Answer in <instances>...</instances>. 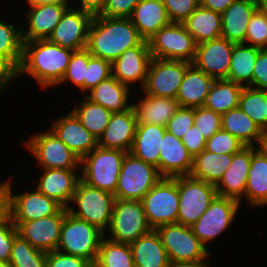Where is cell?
Here are the masks:
<instances>
[{"label":"cell","mask_w":267,"mask_h":267,"mask_svg":"<svg viewBox=\"0 0 267 267\" xmlns=\"http://www.w3.org/2000/svg\"><path fill=\"white\" fill-rule=\"evenodd\" d=\"M151 58L148 41L144 40L140 45L125 50L111 64L112 76L129 87L140 83L143 88Z\"/></svg>","instance_id":"obj_19"},{"label":"cell","mask_w":267,"mask_h":267,"mask_svg":"<svg viewBox=\"0 0 267 267\" xmlns=\"http://www.w3.org/2000/svg\"><path fill=\"white\" fill-rule=\"evenodd\" d=\"M190 62L151 58L142 92L152 96L176 99Z\"/></svg>","instance_id":"obj_14"},{"label":"cell","mask_w":267,"mask_h":267,"mask_svg":"<svg viewBox=\"0 0 267 267\" xmlns=\"http://www.w3.org/2000/svg\"><path fill=\"white\" fill-rule=\"evenodd\" d=\"M208 261H169L166 267H208Z\"/></svg>","instance_id":"obj_60"},{"label":"cell","mask_w":267,"mask_h":267,"mask_svg":"<svg viewBox=\"0 0 267 267\" xmlns=\"http://www.w3.org/2000/svg\"><path fill=\"white\" fill-rule=\"evenodd\" d=\"M260 48L244 43L234 44L230 71L226 80L243 87H253V70Z\"/></svg>","instance_id":"obj_37"},{"label":"cell","mask_w":267,"mask_h":267,"mask_svg":"<svg viewBox=\"0 0 267 267\" xmlns=\"http://www.w3.org/2000/svg\"><path fill=\"white\" fill-rule=\"evenodd\" d=\"M152 229L177 223L179 209L178 176L162 177L142 199Z\"/></svg>","instance_id":"obj_7"},{"label":"cell","mask_w":267,"mask_h":267,"mask_svg":"<svg viewBox=\"0 0 267 267\" xmlns=\"http://www.w3.org/2000/svg\"><path fill=\"white\" fill-rule=\"evenodd\" d=\"M88 60L89 52L86 48L73 51L67 71L59 85L71 82V84L73 83L84 96V79L86 78Z\"/></svg>","instance_id":"obj_44"},{"label":"cell","mask_w":267,"mask_h":267,"mask_svg":"<svg viewBox=\"0 0 267 267\" xmlns=\"http://www.w3.org/2000/svg\"><path fill=\"white\" fill-rule=\"evenodd\" d=\"M181 141L192 157L205 150L206 138L201 134L195 124L183 135Z\"/></svg>","instance_id":"obj_54"},{"label":"cell","mask_w":267,"mask_h":267,"mask_svg":"<svg viewBox=\"0 0 267 267\" xmlns=\"http://www.w3.org/2000/svg\"><path fill=\"white\" fill-rule=\"evenodd\" d=\"M182 24L197 44L221 37V14L201 5Z\"/></svg>","instance_id":"obj_35"},{"label":"cell","mask_w":267,"mask_h":267,"mask_svg":"<svg viewBox=\"0 0 267 267\" xmlns=\"http://www.w3.org/2000/svg\"><path fill=\"white\" fill-rule=\"evenodd\" d=\"M244 44L267 48V19L261 9H257L249 21Z\"/></svg>","instance_id":"obj_45"},{"label":"cell","mask_w":267,"mask_h":267,"mask_svg":"<svg viewBox=\"0 0 267 267\" xmlns=\"http://www.w3.org/2000/svg\"><path fill=\"white\" fill-rule=\"evenodd\" d=\"M194 124L206 138H210L214 133L221 130V115L205 106L194 108Z\"/></svg>","instance_id":"obj_49"},{"label":"cell","mask_w":267,"mask_h":267,"mask_svg":"<svg viewBox=\"0 0 267 267\" xmlns=\"http://www.w3.org/2000/svg\"><path fill=\"white\" fill-rule=\"evenodd\" d=\"M47 253L33 247L18 235L13 242L9 263L12 267H47Z\"/></svg>","instance_id":"obj_43"},{"label":"cell","mask_w":267,"mask_h":267,"mask_svg":"<svg viewBox=\"0 0 267 267\" xmlns=\"http://www.w3.org/2000/svg\"><path fill=\"white\" fill-rule=\"evenodd\" d=\"M151 230L142 200L115 199L111 224L106 231L110 235L105 234L108 239L131 244Z\"/></svg>","instance_id":"obj_8"},{"label":"cell","mask_w":267,"mask_h":267,"mask_svg":"<svg viewBox=\"0 0 267 267\" xmlns=\"http://www.w3.org/2000/svg\"><path fill=\"white\" fill-rule=\"evenodd\" d=\"M232 159L233 154H218L203 150L193 157L189 176L216 186L230 166Z\"/></svg>","instance_id":"obj_34"},{"label":"cell","mask_w":267,"mask_h":267,"mask_svg":"<svg viewBox=\"0 0 267 267\" xmlns=\"http://www.w3.org/2000/svg\"><path fill=\"white\" fill-rule=\"evenodd\" d=\"M135 267H166L169 257L155 229L130 244Z\"/></svg>","instance_id":"obj_32"},{"label":"cell","mask_w":267,"mask_h":267,"mask_svg":"<svg viewBox=\"0 0 267 267\" xmlns=\"http://www.w3.org/2000/svg\"><path fill=\"white\" fill-rule=\"evenodd\" d=\"M110 76H112L111 63L89 53L86 78L84 79V95Z\"/></svg>","instance_id":"obj_47"},{"label":"cell","mask_w":267,"mask_h":267,"mask_svg":"<svg viewBox=\"0 0 267 267\" xmlns=\"http://www.w3.org/2000/svg\"><path fill=\"white\" fill-rule=\"evenodd\" d=\"M258 144L257 149L267 158V131L263 132Z\"/></svg>","instance_id":"obj_62"},{"label":"cell","mask_w":267,"mask_h":267,"mask_svg":"<svg viewBox=\"0 0 267 267\" xmlns=\"http://www.w3.org/2000/svg\"><path fill=\"white\" fill-rule=\"evenodd\" d=\"M170 22L183 23L199 6L200 0H163Z\"/></svg>","instance_id":"obj_51"},{"label":"cell","mask_w":267,"mask_h":267,"mask_svg":"<svg viewBox=\"0 0 267 267\" xmlns=\"http://www.w3.org/2000/svg\"><path fill=\"white\" fill-rule=\"evenodd\" d=\"M92 19L89 13L69 7L47 40L73 51L85 49Z\"/></svg>","instance_id":"obj_18"},{"label":"cell","mask_w":267,"mask_h":267,"mask_svg":"<svg viewBox=\"0 0 267 267\" xmlns=\"http://www.w3.org/2000/svg\"><path fill=\"white\" fill-rule=\"evenodd\" d=\"M18 235L12 216L7 211L0 216V262H9L13 242Z\"/></svg>","instance_id":"obj_48"},{"label":"cell","mask_w":267,"mask_h":267,"mask_svg":"<svg viewBox=\"0 0 267 267\" xmlns=\"http://www.w3.org/2000/svg\"><path fill=\"white\" fill-rule=\"evenodd\" d=\"M239 107L263 132L267 131V90L243 87L239 96Z\"/></svg>","instance_id":"obj_40"},{"label":"cell","mask_w":267,"mask_h":267,"mask_svg":"<svg viewBox=\"0 0 267 267\" xmlns=\"http://www.w3.org/2000/svg\"><path fill=\"white\" fill-rule=\"evenodd\" d=\"M29 6L41 5V4H59V5H71L72 0H26Z\"/></svg>","instance_id":"obj_61"},{"label":"cell","mask_w":267,"mask_h":267,"mask_svg":"<svg viewBox=\"0 0 267 267\" xmlns=\"http://www.w3.org/2000/svg\"><path fill=\"white\" fill-rule=\"evenodd\" d=\"M141 0H106L105 6L99 16L129 18L135 6Z\"/></svg>","instance_id":"obj_52"},{"label":"cell","mask_w":267,"mask_h":267,"mask_svg":"<svg viewBox=\"0 0 267 267\" xmlns=\"http://www.w3.org/2000/svg\"><path fill=\"white\" fill-rule=\"evenodd\" d=\"M144 39L130 18L93 16L86 49L95 57L111 64L127 49L140 45Z\"/></svg>","instance_id":"obj_2"},{"label":"cell","mask_w":267,"mask_h":267,"mask_svg":"<svg viewBox=\"0 0 267 267\" xmlns=\"http://www.w3.org/2000/svg\"><path fill=\"white\" fill-rule=\"evenodd\" d=\"M129 18L145 41L170 23L163 0H141Z\"/></svg>","instance_id":"obj_27"},{"label":"cell","mask_w":267,"mask_h":267,"mask_svg":"<svg viewBox=\"0 0 267 267\" xmlns=\"http://www.w3.org/2000/svg\"><path fill=\"white\" fill-rule=\"evenodd\" d=\"M76 170L78 171V169H42L43 173L37 181L36 188L63 208H67L81 180Z\"/></svg>","instance_id":"obj_23"},{"label":"cell","mask_w":267,"mask_h":267,"mask_svg":"<svg viewBox=\"0 0 267 267\" xmlns=\"http://www.w3.org/2000/svg\"><path fill=\"white\" fill-rule=\"evenodd\" d=\"M244 199L255 209L267 206V158L253 146Z\"/></svg>","instance_id":"obj_33"},{"label":"cell","mask_w":267,"mask_h":267,"mask_svg":"<svg viewBox=\"0 0 267 267\" xmlns=\"http://www.w3.org/2000/svg\"><path fill=\"white\" fill-rule=\"evenodd\" d=\"M192 164L193 157L181 139L166 130L159 154V174L169 178L189 175Z\"/></svg>","instance_id":"obj_25"},{"label":"cell","mask_w":267,"mask_h":267,"mask_svg":"<svg viewBox=\"0 0 267 267\" xmlns=\"http://www.w3.org/2000/svg\"><path fill=\"white\" fill-rule=\"evenodd\" d=\"M170 261H209L211 252L196 237L190 226L164 224L155 229Z\"/></svg>","instance_id":"obj_11"},{"label":"cell","mask_w":267,"mask_h":267,"mask_svg":"<svg viewBox=\"0 0 267 267\" xmlns=\"http://www.w3.org/2000/svg\"><path fill=\"white\" fill-rule=\"evenodd\" d=\"M90 267H98L96 264H91Z\"/></svg>","instance_id":"obj_66"},{"label":"cell","mask_w":267,"mask_h":267,"mask_svg":"<svg viewBox=\"0 0 267 267\" xmlns=\"http://www.w3.org/2000/svg\"><path fill=\"white\" fill-rule=\"evenodd\" d=\"M236 0H200V5L222 14Z\"/></svg>","instance_id":"obj_58"},{"label":"cell","mask_w":267,"mask_h":267,"mask_svg":"<svg viewBox=\"0 0 267 267\" xmlns=\"http://www.w3.org/2000/svg\"><path fill=\"white\" fill-rule=\"evenodd\" d=\"M67 208H61L56 214L32 221H13L18 234L33 247L51 252L57 249L60 241L61 226Z\"/></svg>","instance_id":"obj_15"},{"label":"cell","mask_w":267,"mask_h":267,"mask_svg":"<svg viewBox=\"0 0 267 267\" xmlns=\"http://www.w3.org/2000/svg\"><path fill=\"white\" fill-rule=\"evenodd\" d=\"M257 9L253 0L234 1L221 14V37L235 44L244 43L249 21Z\"/></svg>","instance_id":"obj_26"},{"label":"cell","mask_w":267,"mask_h":267,"mask_svg":"<svg viewBox=\"0 0 267 267\" xmlns=\"http://www.w3.org/2000/svg\"><path fill=\"white\" fill-rule=\"evenodd\" d=\"M95 264L98 267H135L130 244L114 242L104 236Z\"/></svg>","instance_id":"obj_42"},{"label":"cell","mask_w":267,"mask_h":267,"mask_svg":"<svg viewBox=\"0 0 267 267\" xmlns=\"http://www.w3.org/2000/svg\"><path fill=\"white\" fill-rule=\"evenodd\" d=\"M166 128L155 124H137L130 153L155 166L159 172V154Z\"/></svg>","instance_id":"obj_31"},{"label":"cell","mask_w":267,"mask_h":267,"mask_svg":"<svg viewBox=\"0 0 267 267\" xmlns=\"http://www.w3.org/2000/svg\"><path fill=\"white\" fill-rule=\"evenodd\" d=\"M130 87L120 83L116 78L110 76L101 81L84 96L91 102L102 105L112 113L123 112L132 106L130 99ZM90 93V94H88Z\"/></svg>","instance_id":"obj_30"},{"label":"cell","mask_w":267,"mask_h":267,"mask_svg":"<svg viewBox=\"0 0 267 267\" xmlns=\"http://www.w3.org/2000/svg\"><path fill=\"white\" fill-rule=\"evenodd\" d=\"M18 78V71L2 56H0V94L7 91L9 84Z\"/></svg>","instance_id":"obj_56"},{"label":"cell","mask_w":267,"mask_h":267,"mask_svg":"<svg viewBox=\"0 0 267 267\" xmlns=\"http://www.w3.org/2000/svg\"><path fill=\"white\" fill-rule=\"evenodd\" d=\"M152 58L192 63L197 43L182 23L170 22L148 41Z\"/></svg>","instance_id":"obj_10"},{"label":"cell","mask_w":267,"mask_h":267,"mask_svg":"<svg viewBox=\"0 0 267 267\" xmlns=\"http://www.w3.org/2000/svg\"><path fill=\"white\" fill-rule=\"evenodd\" d=\"M115 195L101 189L90 187L81 180L78 182L75 193L67 207L68 213L96 226L104 234L109 230Z\"/></svg>","instance_id":"obj_4"},{"label":"cell","mask_w":267,"mask_h":267,"mask_svg":"<svg viewBox=\"0 0 267 267\" xmlns=\"http://www.w3.org/2000/svg\"><path fill=\"white\" fill-rule=\"evenodd\" d=\"M242 89V85L226 79L214 80L204 106L222 115L239 107V96Z\"/></svg>","instance_id":"obj_38"},{"label":"cell","mask_w":267,"mask_h":267,"mask_svg":"<svg viewBox=\"0 0 267 267\" xmlns=\"http://www.w3.org/2000/svg\"><path fill=\"white\" fill-rule=\"evenodd\" d=\"M47 267H90L91 263L83 258L58 250L47 252Z\"/></svg>","instance_id":"obj_53"},{"label":"cell","mask_w":267,"mask_h":267,"mask_svg":"<svg viewBox=\"0 0 267 267\" xmlns=\"http://www.w3.org/2000/svg\"><path fill=\"white\" fill-rule=\"evenodd\" d=\"M71 5L41 4L30 6L24 20L26 29L22 30V41L47 40L56 28L62 15ZM31 9V10H30Z\"/></svg>","instance_id":"obj_21"},{"label":"cell","mask_w":267,"mask_h":267,"mask_svg":"<svg viewBox=\"0 0 267 267\" xmlns=\"http://www.w3.org/2000/svg\"><path fill=\"white\" fill-rule=\"evenodd\" d=\"M137 123L132 106L126 111L113 113L103 134L98 138V146L130 152Z\"/></svg>","instance_id":"obj_24"},{"label":"cell","mask_w":267,"mask_h":267,"mask_svg":"<svg viewBox=\"0 0 267 267\" xmlns=\"http://www.w3.org/2000/svg\"><path fill=\"white\" fill-rule=\"evenodd\" d=\"M25 146L41 169H79L81 159L51 130L35 133L26 139Z\"/></svg>","instance_id":"obj_9"},{"label":"cell","mask_w":267,"mask_h":267,"mask_svg":"<svg viewBox=\"0 0 267 267\" xmlns=\"http://www.w3.org/2000/svg\"><path fill=\"white\" fill-rule=\"evenodd\" d=\"M253 1L256 4V7L258 9H261L263 7H267V0H253Z\"/></svg>","instance_id":"obj_63"},{"label":"cell","mask_w":267,"mask_h":267,"mask_svg":"<svg viewBox=\"0 0 267 267\" xmlns=\"http://www.w3.org/2000/svg\"><path fill=\"white\" fill-rule=\"evenodd\" d=\"M252 157V146H245L233 154V159L216 185L218 196L235 199L242 203L248 180ZM242 200V201H241Z\"/></svg>","instance_id":"obj_22"},{"label":"cell","mask_w":267,"mask_h":267,"mask_svg":"<svg viewBox=\"0 0 267 267\" xmlns=\"http://www.w3.org/2000/svg\"><path fill=\"white\" fill-rule=\"evenodd\" d=\"M253 87L267 90V48L258 52L253 70Z\"/></svg>","instance_id":"obj_55"},{"label":"cell","mask_w":267,"mask_h":267,"mask_svg":"<svg viewBox=\"0 0 267 267\" xmlns=\"http://www.w3.org/2000/svg\"><path fill=\"white\" fill-rule=\"evenodd\" d=\"M213 81L212 77L191 63L186 69L176 96L179 106L188 108L204 106Z\"/></svg>","instance_id":"obj_28"},{"label":"cell","mask_w":267,"mask_h":267,"mask_svg":"<svg viewBox=\"0 0 267 267\" xmlns=\"http://www.w3.org/2000/svg\"><path fill=\"white\" fill-rule=\"evenodd\" d=\"M3 20L0 18V56L18 71L23 56L22 28Z\"/></svg>","instance_id":"obj_41"},{"label":"cell","mask_w":267,"mask_h":267,"mask_svg":"<svg viewBox=\"0 0 267 267\" xmlns=\"http://www.w3.org/2000/svg\"><path fill=\"white\" fill-rule=\"evenodd\" d=\"M104 236L105 234L96 226L67 212L61 226L60 241L56 250L95 264Z\"/></svg>","instance_id":"obj_5"},{"label":"cell","mask_w":267,"mask_h":267,"mask_svg":"<svg viewBox=\"0 0 267 267\" xmlns=\"http://www.w3.org/2000/svg\"><path fill=\"white\" fill-rule=\"evenodd\" d=\"M245 145L235 136L224 130H219L206 139L205 150L212 153L234 154Z\"/></svg>","instance_id":"obj_46"},{"label":"cell","mask_w":267,"mask_h":267,"mask_svg":"<svg viewBox=\"0 0 267 267\" xmlns=\"http://www.w3.org/2000/svg\"><path fill=\"white\" fill-rule=\"evenodd\" d=\"M62 206L41 193L37 188L21 194H13L11 180L8 183L7 211L13 221H32L56 214Z\"/></svg>","instance_id":"obj_16"},{"label":"cell","mask_w":267,"mask_h":267,"mask_svg":"<svg viewBox=\"0 0 267 267\" xmlns=\"http://www.w3.org/2000/svg\"><path fill=\"white\" fill-rule=\"evenodd\" d=\"M72 53L73 50L48 40L23 42V56L18 77L24 74L29 76L43 90L59 86Z\"/></svg>","instance_id":"obj_1"},{"label":"cell","mask_w":267,"mask_h":267,"mask_svg":"<svg viewBox=\"0 0 267 267\" xmlns=\"http://www.w3.org/2000/svg\"><path fill=\"white\" fill-rule=\"evenodd\" d=\"M161 178L155 166L127 152L118 177L115 198L142 200Z\"/></svg>","instance_id":"obj_6"},{"label":"cell","mask_w":267,"mask_h":267,"mask_svg":"<svg viewBox=\"0 0 267 267\" xmlns=\"http://www.w3.org/2000/svg\"><path fill=\"white\" fill-rule=\"evenodd\" d=\"M194 108L180 107L166 124V130L175 137L181 139L183 135L194 125Z\"/></svg>","instance_id":"obj_50"},{"label":"cell","mask_w":267,"mask_h":267,"mask_svg":"<svg viewBox=\"0 0 267 267\" xmlns=\"http://www.w3.org/2000/svg\"><path fill=\"white\" fill-rule=\"evenodd\" d=\"M179 209L177 223L192 226L217 196L216 186L189 175L178 176Z\"/></svg>","instance_id":"obj_12"},{"label":"cell","mask_w":267,"mask_h":267,"mask_svg":"<svg viewBox=\"0 0 267 267\" xmlns=\"http://www.w3.org/2000/svg\"><path fill=\"white\" fill-rule=\"evenodd\" d=\"M234 44L223 37L201 42L192 64L214 80L227 79Z\"/></svg>","instance_id":"obj_17"},{"label":"cell","mask_w":267,"mask_h":267,"mask_svg":"<svg viewBox=\"0 0 267 267\" xmlns=\"http://www.w3.org/2000/svg\"><path fill=\"white\" fill-rule=\"evenodd\" d=\"M105 1L106 0H79V5L72 4L71 7L80 9L81 11L89 13L92 16H97L101 14L105 6Z\"/></svg>","instance_id":"obj_57"},{"label":"cell","mask_w":267,"mask_h":267,"mask_svg":"<svg viewBox=\"0 0 267 267\" xmlns=\"http://www.w3.org/2000/svg\"><path fill=\"white\" fill-rule=\"evenodd\" d=\"M9 179L0 182V216L7 212Z\"/></svg>","instance_id":"obj_59"},{"label":"cell","mask_w":267,"mask_h":267,"mask_svg":"<svg viewBox=\"0 0 267 267\" xmlns=\"http://www.w3.org/2000/svg\"><path fill=\"white\" fill-rule=\"evenodd\" d=\"M221 129L237 137L245 146L257 147L263 131L240 107L221 115Z\"/></svg>","instance_id":"obj_36"},{"label":"cell","mask_w":267,"mask_h":267,"mask_svg":"<svg viewBox=\"0 0 267 267\" xmlns=\"http://www.w3.org/2000/svg\"><path fill=\"white\" fill-rule=\"evenodd\" d=\"M241 205L235 199L216 196L208 209L191 226L193 233L207 248L235 222ZM208 243V244H207Z\"/></svg>","instance_id":"obj_13"},{"label":"cell","mask_w":267,"mask_h":267,"mask_svg":"<svg viewBox=\"0 0 267 267\" xmlns=\"http://www.w3.org/2000/svg\"><path fill=\"white\" fill-rule=\"evenodd\" d=\"M85 98V99H83ZM72 108V112L79 119L82 125L97 139L103 134L112 112L102 105L95 104L85 96Z\"/></svg>","instance_id":"obj_39"},{"label":"cell","mask_w":267,"mask_h":267,"mask_svg":"<svg viewBox=\"0 0 267 267\" xmlns=\"http://www.w3.org/2000/svg\"><path fill=\"white\" fill-rule=\"evenodd\" d=\"M127 152L97 146L80 162L81 181L90 187L114 194Z\"/></svg>","instance_id":"obj_3"},{"label":"cell","mask_w":267,"mask_h":267,"mask_svg":"<svg viewBox=\"0 0 267 267\" xmlns=\"http://www.w3.org/2000/svg\"><path fill=\"white\" fill-rule=\"evenodd\" d=\"M262 12L265 14L266 19H267V7L261 8Z\"/></svg>","instance_id":"obj_65"},{"label":"cell","mask_w":267,"mask_h":267,"mask_svg":"<svg viewBox=\"0 0 267 267\" xmlns=\"http://www.w3.org/2000/svg\"><path fill=\"white\" fill-rule=\"evenodd\" d=\"M0 267H12L9 262H0Z\"/></svg>","instance_id":"obj_64"},{"label":"cell","mask_w":267,"mask_h":267,"mask_svg":"<svg viewBox=\"0 0 267 267\" xmlns=\"http://www.w3.org/2000/svg\"><path fill=\"white\" fill-rule=\"evenodd\" d=\"M50 129L80 159L98 146V139L82 125L71 110L54 119Z\"/></svg>","instance_id":"obj_20"},{"label":"cell","mask_w":267,"mask_h":267,"mask_svg":"<svg viewBox=\"0 0 267 267\" xmlns=\"http://www.w3.org/2000/svg\"><path fill=\"white\" fill-rule=\"evenodd\" d=\"M132 103L137 124H155L166 127L167 122L179 108L178 101L173 98L144 94Z\"/></svg>","instance_id":"obj_29"}]
</instances>
